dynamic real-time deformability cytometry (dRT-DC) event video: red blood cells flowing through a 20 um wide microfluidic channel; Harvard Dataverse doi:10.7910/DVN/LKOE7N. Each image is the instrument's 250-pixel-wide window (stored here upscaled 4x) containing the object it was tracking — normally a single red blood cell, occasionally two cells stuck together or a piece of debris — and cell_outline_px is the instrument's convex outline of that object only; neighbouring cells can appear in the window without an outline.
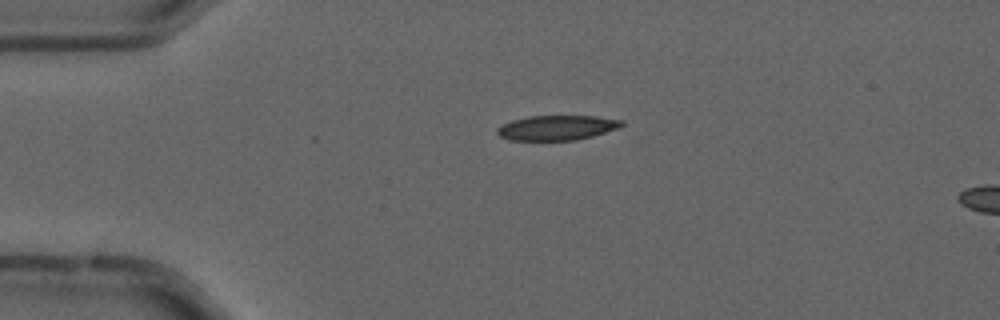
{"species": "common noctule bat (a hibernating species)", "species_latin": "Nyctalus noctula", "temperature_condition": "cold", "stored_images_in_passage": 16, "camera_frame_rate_fps": 3000, "um_per_image_px": 0.085, "animal": {"sex": "male", "forearm_length_mm": 52.5}, "frame": {"image": 1, "passage_image": 12, "time_ms": 3.667, "image_size_px": [1000, 320], "cell_outline_px": [[624, 124], [620, 128], [592, 136], [576, 140], [508, 140], [500, 136], [496, 132], [496, 128], [500, 124], [512, 120], [528, 116], [596, 116], [624, 120]], "centroid_in_image_um": [47.33, 10.85], "position_along_channel_um": 37.7, "area_um2": 18.21}}